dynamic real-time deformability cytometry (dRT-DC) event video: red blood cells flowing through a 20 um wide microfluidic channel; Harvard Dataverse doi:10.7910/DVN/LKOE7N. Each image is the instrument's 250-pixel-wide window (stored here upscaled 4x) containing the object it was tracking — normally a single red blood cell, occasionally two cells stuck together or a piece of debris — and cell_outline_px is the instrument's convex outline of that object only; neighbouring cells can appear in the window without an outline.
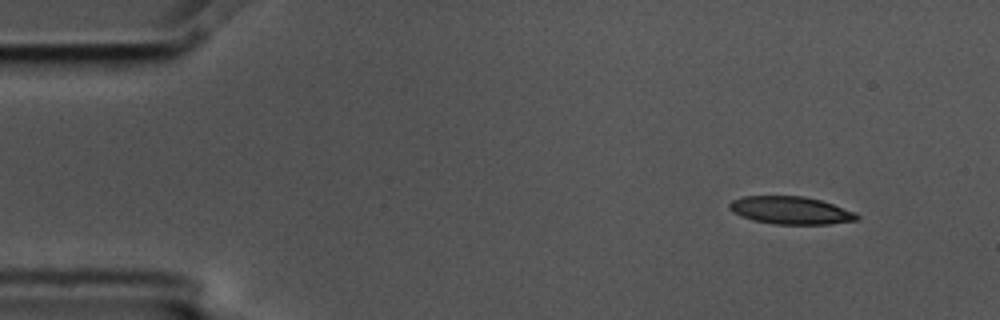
{"species": "common noctule bat (a hibernating species)", "species_latin": "Nyctalus noctula", "temperature_condition": "cold", "stored_images_in_passage": 4, "camera_frame_rate_fps": 3000, "um_per_image_px": 0.085, "animal": {"sex": "male", "body_mass_g": 17.5, "forearm_length_mm": 52.3}, "frame": {"image": 1, "passage_image": 1, "time_ms": 0.0, "image_size_px": [1000, 320], "cell_outline_px": [[860, 220], [828, 224], [772, 224], [752, 220], [732, 212], [728, 208], [728, 204], [732, 200], [744, 196], [804, 196], [820, 200], [856, 212], [860, 216]], "centroid_in_image_um": [67.21, 17.88], "position_along_channel_um": 17.8, "area_um2": 20.69}}
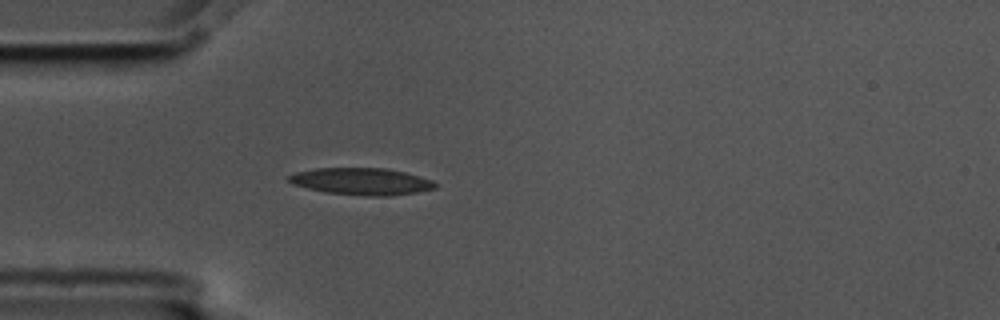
{"frame": {"image": 2, "passage_image": 4, "time_ms": 1.0, "image_size_px": [1000, 320], "cell_outline_px": [[436, 188], [416, 192], [392, 196], [364, 196], [324, 192], [292, 184], [288, 180], [288, 176], [296, 172], [316, 168], [388, 168], [420, 176], [432, 180], [436, 184]], "centroid_in_image_um": [30.73, 15.42], "position_along_channel_um": 54.3, "area_um2": 23.06}}